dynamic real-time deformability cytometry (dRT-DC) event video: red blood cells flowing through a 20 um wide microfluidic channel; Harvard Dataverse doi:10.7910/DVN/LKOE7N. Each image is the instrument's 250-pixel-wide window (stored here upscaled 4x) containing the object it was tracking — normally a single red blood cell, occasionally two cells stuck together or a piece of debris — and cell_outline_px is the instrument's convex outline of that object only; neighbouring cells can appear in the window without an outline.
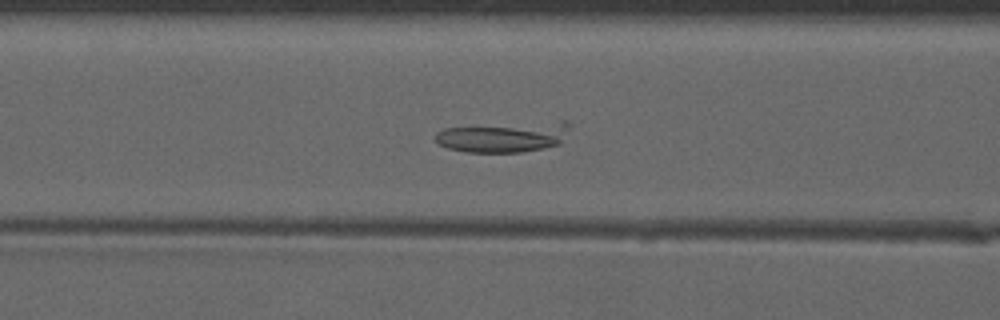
{"species": "common noctule bat (a hibernating species)", "species_latin": "Nyctalus noctula", "temperature_condition": "warm", "stored_images_in_passage": 53, "camera_frame_rate_fps": 3000, "um_per_image_px": 0.085, "animal": {"sex": "male", "forearm_length_mm": 52.5}, "frame": {"image": 1, "passage_image": 23, "time_ms": 7.333, "image_size_px": [1000, 320], "cell_outline_px": [[568, 124], [560, 144], [520, 152], [468, 152], [448, 148], [440, 144], [436, 140], [436, 132], [444, 128], [564, 120], [568, 120]], "centroid_in_image_um": [42.79, 11.63], "position_along_channel_um": 123.8, "area_um2": 23.35}}
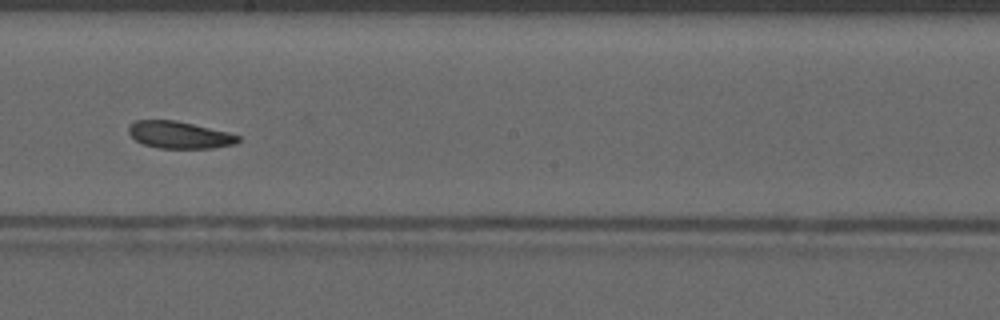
{"frame": {"image": 2, "passage_image": 31, "time_ms": 10.0, "image_size_px": [1000, 320], "cell_outline_px": [[240, 140], [236, 144], [212, 148], [160, 148], [144, 144], [136, 140], [128, 132], [128, 124], [136, 120], [176, 120], [228, 132], [240, 136]], "centroid_in_image_um": [15.25, 11.46], "position_along_channel_um": 233.0, "area_um2": 17.28}}
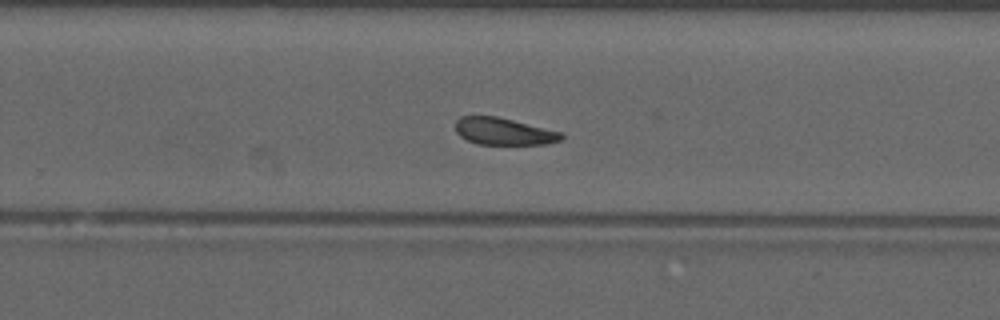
{"frame": {"image": 3, "passage_image": 35, "time_ms": 11.333, "image_size_px": [1000, 320], "cell_outline_px": [[564, 136], [560, 140], [544, 144], [480, 144], [468, 140], [460, 136], [456, 132], [456, 120], [460, 116], [496, 116], [564, 132]], "centroid_in_image_um": [42.83, 11.16], "position_along_channel_um": 287.0, "area_um2": 16.65}}